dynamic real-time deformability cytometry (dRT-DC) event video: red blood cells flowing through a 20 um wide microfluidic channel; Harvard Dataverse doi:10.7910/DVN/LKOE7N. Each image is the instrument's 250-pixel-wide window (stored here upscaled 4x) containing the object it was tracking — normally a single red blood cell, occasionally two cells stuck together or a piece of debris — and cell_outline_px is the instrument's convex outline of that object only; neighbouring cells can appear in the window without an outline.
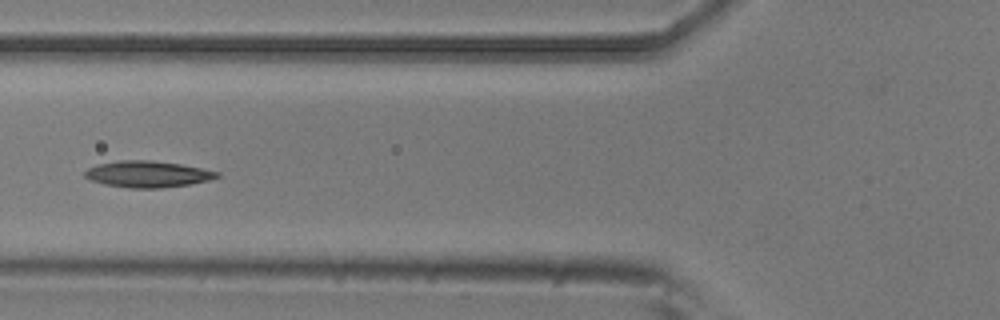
{"species": "common noctule bat (a hibernating species)", "species_latin": "Nyctalus noctula", "temperature_condition": "room temperature", "stored_images_in_passage": 2, "camera_frame_rate_fps": 3000, "um_per_image_px": 0.085, "animal": {"sex": "male", "body_mass_g": 20.5, "forearm_length_mm": 52.5}, "frame": {"image": 1, "passage_image": 2, "time_ms": 0.333, "image_size_px": [1000, 320], "cell_outline_px": [[220, 176], [208, 180], [188, 184], [160, 188], [128, 188], [104, 184], [92, 180], [84, 176], [84, 172], [88, 168], [96, 164], [120, 160], [148, 160], [180, 164], [220, 172]], "centroid_in_image_um": [12.51, 14.8], "position_along_channel_um": 113.3, "area_um2": 20.17}}